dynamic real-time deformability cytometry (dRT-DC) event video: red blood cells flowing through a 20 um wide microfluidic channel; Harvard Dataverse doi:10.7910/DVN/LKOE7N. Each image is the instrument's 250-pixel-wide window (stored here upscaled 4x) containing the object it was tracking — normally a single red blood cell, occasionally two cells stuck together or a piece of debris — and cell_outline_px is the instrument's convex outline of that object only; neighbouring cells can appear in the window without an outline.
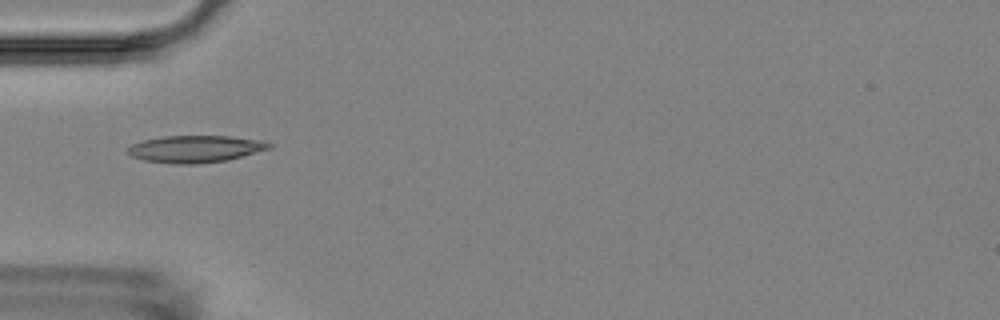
{"species": "Egyptian fruit bat (a non-hibernating species)", "species_latin": "Rousettus aegyptiacus", "temperature_condition": "room temperature", "stored_images_in_passage": 5, "camera_frame_rate_fps": 3000, "um_per_image_px": 0.085, "animal": {"sex": "female"}, "frame": {"image": 1, "passage_image": 1, "time_ms": 0.0, "image_size_px": [1000, 320], "cell_outline_px": [[272, 148], [228, 160], [196, 164], [176, 164], [144, 160], [132, 156], [124, 148], [132, 144], [144, 140], [160, 136], [232, 136], [260, 140], [272, 144]], "centroid_in_image_um": [16.6, 12.66], "position_along_channel_um": 68.4, "area_um2": 22.37}}
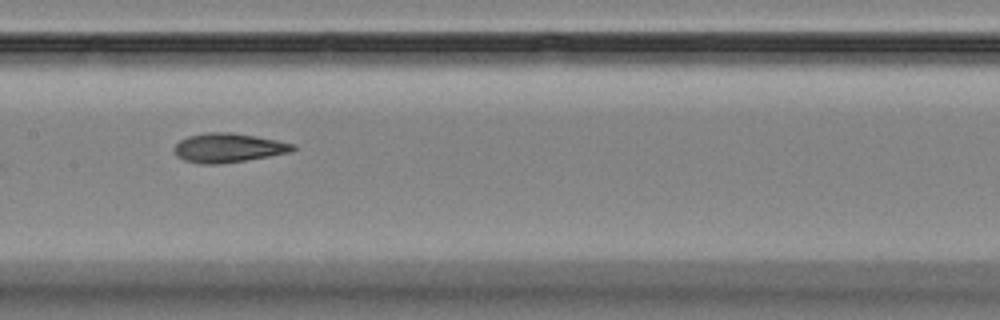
{"frame": {"image": 2, "passage_image": 4, "time_ms": 3.333, "image_size_px": [1000, 320], "cell_outline_px": [[296, 148], [292, 152], [220, 164], [200, 164], [184, 160], [176, 156], [172, 148], [180, 140], [188, 136], [204, 132], [232, 132], [256, 136], [296, 144]], "centroid_in_image_um": [19.38, 12.56], "position_along_channel_um": 188.0, "area_um2": 20.29}}
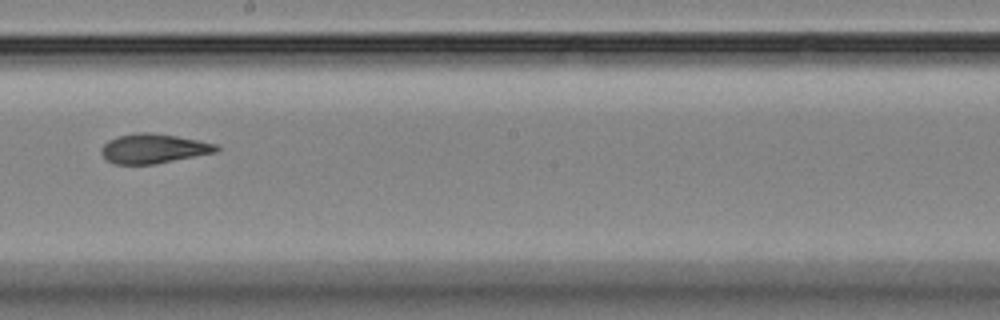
{"frame": {"image": 3, "passage_image": 5, "time_ms": 4.667, "image_size_px": [1000, 320], "cell_outline_px": [[220, 148], [216, 152], [156, 164], [112, 164], [100, 152], [100, 148], [108, 140], [120, 136], [136, 132], [148, 132], [176, 136], [216, 144]], "centroid_in_image_um": [13.02, 12.63], "position_along_channel_um": 235.2, "area_um2": 19.65}}